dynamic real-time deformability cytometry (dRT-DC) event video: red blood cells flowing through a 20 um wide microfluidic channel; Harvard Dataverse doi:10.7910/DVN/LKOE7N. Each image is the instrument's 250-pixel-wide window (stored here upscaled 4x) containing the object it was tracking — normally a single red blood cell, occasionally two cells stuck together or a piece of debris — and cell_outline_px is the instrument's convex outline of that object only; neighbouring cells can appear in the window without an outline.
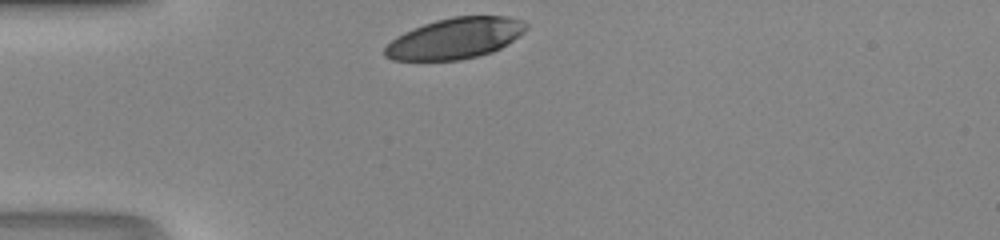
{"species": "human", "species_latin": "Homo sapiens", "temperature_condition": "room temperature", "stored_images_in_passage": 26, "camera_frame_rate_fps": 3000, "um_per_image_px": 0.085, "donor": {"sex": "male"}, "frame": {"image": 1, "passage_image": 1, "time_ms": 0.0, "image_size_px": [1000, 240], "cell_outline_px": [[528, 28], [524, 32], [500, 48], [492, 52], [460, 60], [392, 60], [384, 56], [384, 48], [396, 36], [412, 28], [436, 20], [452, 16], [508, 16], [520, 20], [528, 24]], "centroid_in_image_um": [38.67, 3.25], "position_along_channel_um": 46.3, "area_um2": 33.58}}
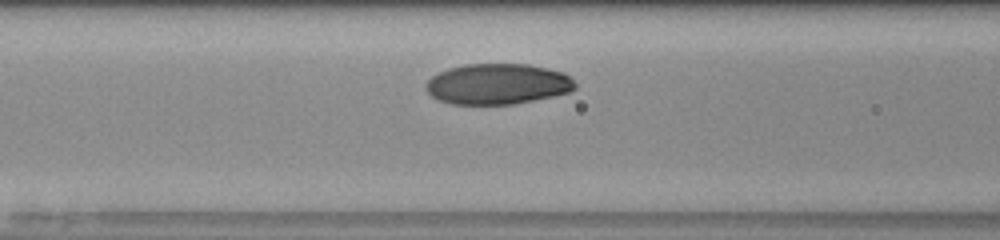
{"frame": {"image": 2, "passage_image": 8, "time_ms": 2.333, "image_size_px": [1000, 240], "cell_outline_px": [[576, 88], [568, 92], [552, 96], [512, 104], [452, 104], [436, 100], [424, 88], [424, 84], [432, 76], [448, 68], [464, 64], [528, 64], [548, 68], [564, 72], [576, 84]], "centroid_in_image_um": [42.26, 7.13], "position_along_channel_um": 124.3, "area_um2": 35.43}}
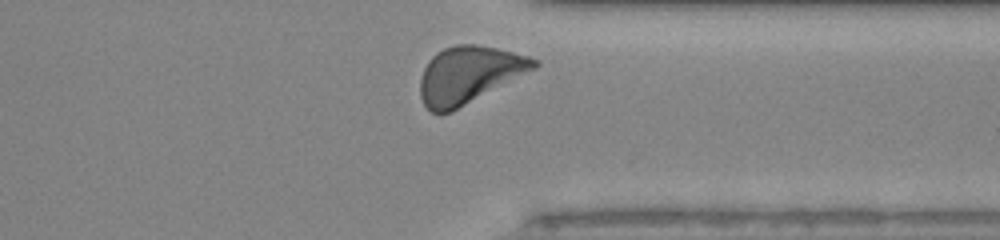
{"frame": {"image": 3, "passage_image": 25, "time_ms": 8.0, "image_size_px": [1000, 240], "cell_outline_px": [[540, 64], [536, 68], [452, 112], [432, 112], [424, 104], [420, 96], [420, 80], [424, 68], [428, 60], [436, 52], [444, 48], [456, 44], [476, 44], [496, 48], [528, 56], [540, 60]], "centroid_in_image_um": [39.86, 6.34], "position_along_channel_um": 371.5, "area_um2": 37.69}}